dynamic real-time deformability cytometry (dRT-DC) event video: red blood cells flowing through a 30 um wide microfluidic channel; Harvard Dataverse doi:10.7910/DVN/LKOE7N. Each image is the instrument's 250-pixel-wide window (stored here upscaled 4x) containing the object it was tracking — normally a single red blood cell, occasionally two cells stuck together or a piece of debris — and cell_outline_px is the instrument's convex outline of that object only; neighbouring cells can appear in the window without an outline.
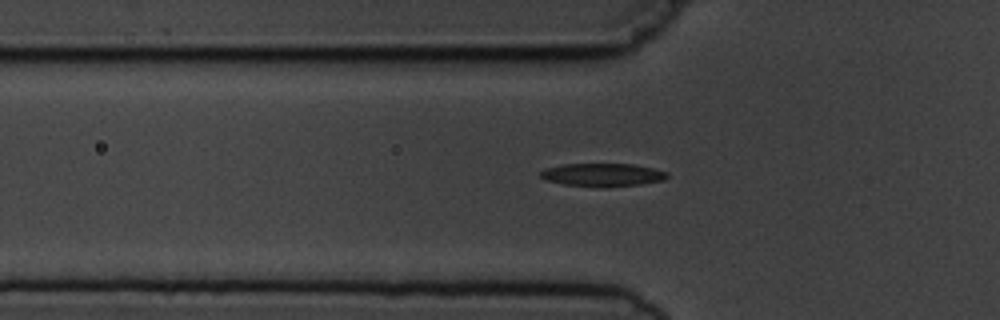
{"species": "common noctule bat (a hibernating species)", "species_latin": "Nyctalus noctula", "temperature_condition": "cold", "stored_images_in_passage": 6, "segment_of_instrument_passage": [2, 2], "camera_frame_rate_fps": 3000, "um_per_image_px": 0.085, "animal": {"sex": "male", "body_mass_g": 19.5, "forearm_length_mm": 54.6}, "frame": {"image": 1, "passage_image": 6, "time_ms": 6.667, "image_size_px": [1000, 320], "cell_outline_px": [[668, 176], [664, 180], [640, 184], [608, 188], [564, 184], [548, 180], [540, 176], [540, 172], [544, 168], [560, 164], [632, 164], [652, 168], [668, 172]], "centroid_in_image_um": [51.22, 14.86], "position_along_channel_um": 74.6, "area_um2": 17.11}}